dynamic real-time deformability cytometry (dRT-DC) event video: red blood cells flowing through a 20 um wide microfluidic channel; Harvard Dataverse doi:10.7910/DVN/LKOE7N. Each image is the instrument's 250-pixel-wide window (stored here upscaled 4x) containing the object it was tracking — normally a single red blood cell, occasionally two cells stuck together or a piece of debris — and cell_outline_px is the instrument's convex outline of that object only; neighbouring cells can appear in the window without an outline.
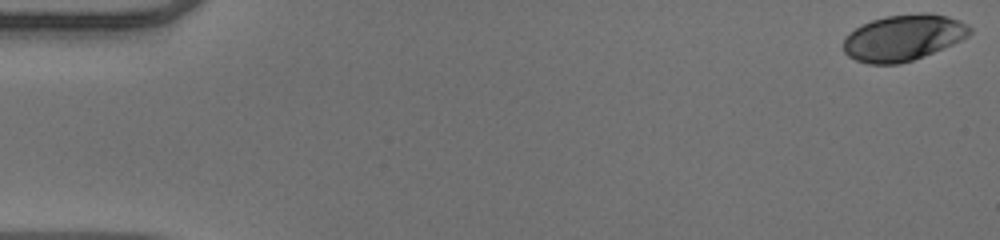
{"species": "human", "species_latin": "Homo sapiens", "temperature_condition": "warm", "stored_images_in_passage": 51, "camera_frame_rate_fps": 3000, "um_per_image_px": 0.085, "donor": {"sex": "male"}, "frame": {"image": 1, "passage_image": 1, "time_ms": 0.0, "image_size_px": [1000, 240], "cell_outline_px": [[972, 32], [968, 36], [952, 44], [924, 56], [900, 64], [868, 64], [856, 60], [848, 56], [844, 52], [844, 40], [856, 28], [872, 20], [888, 16], [924, 12], [928, 12], [948, 16], [960, 20], [968, 24], [972, 28]], "centroid_in_image_um": [76.82, 3.2], "position_along_channel_um": 8.2, "area_um2": 33.81}}
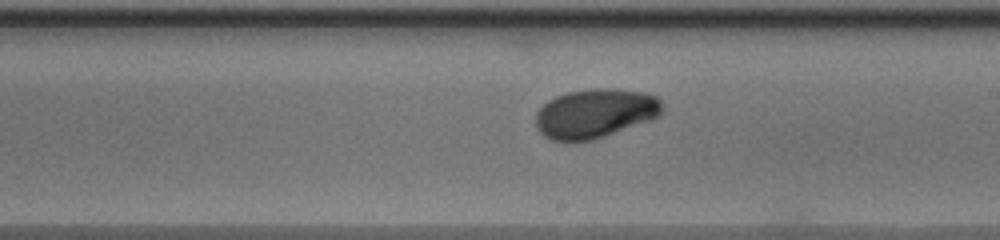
{"frame": {"image": 2, "passage_image": 30, "time_ms": 9.667, "image_size_px": [1000, 240], "cell_outline_px": [[664, 112], [660, 116], [652, 120], [592, 140], [572, 144], [564, 144], [552, 140], [544, 136], [536, 128], [536, 112], [548, 100], [556, 96], [568, 92], [592, 88], [612, 88], [640, 92], [656, 96], [660, 100]], "centroid_in_image_um": [50.56, 9.67], "position_along_channel_um": 238.4, "area_um2": 36.93}}
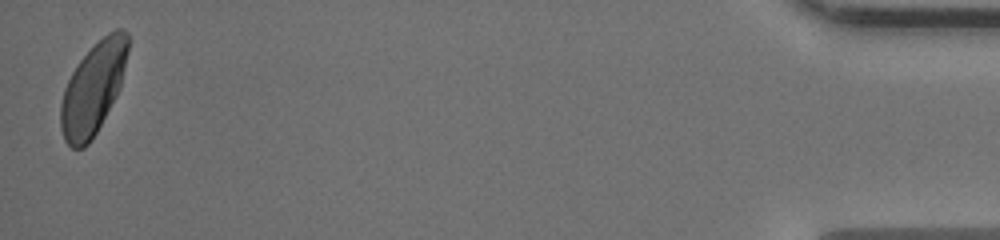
{"frame": {"image": 3, "passage_image": 51, "time_ms": 16.667, "image_size_px": [1000, 240], "cell_outline_px": [[128, 52], [120, 88], [116, 96], [92, 140], [84, 148], [72, 148], [64, 140], [60, 128], [60, 104], [64, 88], [76, 64], [108, 32], [116, 28], [124, 28], [128, 32]], "centroid_in_image_um": [7.91, 7.52], "position_along_channel_um": 427.3, "area_um2": 35.84}, "authors_computed_cell_mechanics": {"area_um2": 35.6048, "velocity_mm_per_s": 3.9981, "shape_relaxation_time_tau1_ms": 3.6095, "shape_relaxation_time_tau2_ms": null, "deformation_change_tau1": 0.1584, "deformation_change_tau2": null}}